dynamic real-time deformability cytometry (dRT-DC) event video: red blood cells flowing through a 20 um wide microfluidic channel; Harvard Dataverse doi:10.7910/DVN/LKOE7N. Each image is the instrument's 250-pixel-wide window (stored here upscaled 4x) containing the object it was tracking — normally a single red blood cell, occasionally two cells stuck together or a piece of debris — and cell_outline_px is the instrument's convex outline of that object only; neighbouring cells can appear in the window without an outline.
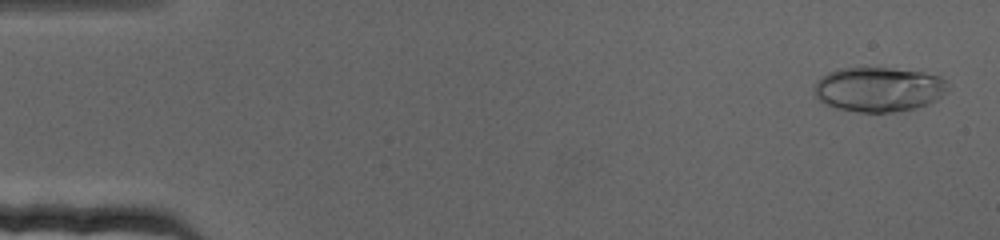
{"species": "human", "species_latin": "Homo sapiens", "temperature_condition": "cold", "stored_images_in_passage": 71, "camera_frame_rate_fps": 3000, "um_per_image_px": 0.085, "donor": {"sex": "female"}, "frame": {"image": 1, "passage_image": 3, "time_ms": 0.667, "image_size_px": [1000, 240], "cell_outline_px": [[948, 80], [944, 92], [936, 100], [928, 104], [916, 108], [892, 112], [860, 112], [836, 108], [824, 104], [816, 96], [812, 88], [820, 76], [836, 68], [892, 68], [920, 72], [940, 76]], "centroid_in_image_um": [74.64, 7.59], "position_along_channel_um": 10.4, "area_um2": 34.85}}
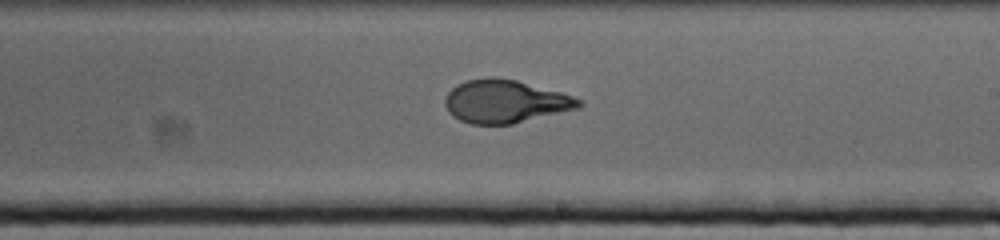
{"frame": {"image": 2, "passage_image": 42, "time_ms": 13.667, "image_size_px": [1000, 240], "cell_outline_px": [[584, 104], [580, 108], [512, 124], [472, 124], [460, 120], [452, 116], [448, 112], [444, 104], [444, 100], [448, 92], [456, 84], [468, 80], [484, 76], [496, 76], [516, 80], [560, 92], [584, 100]], "centroid_in_image_um": [42.94, 8.61], "position_along_channel_um": 246.1, "area_um2": 33.87}}
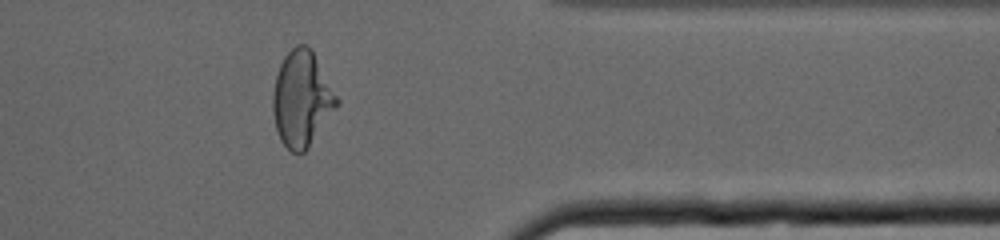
{"frame": {"image": 3, "passage_image": 58, "time_ms": 19.0, "image_size_px": [1000, 240], "cell_outline_px": [[340, 104], [308, 148], [304, 152], [292, 152], [280, 140], [276, 128], [272, 108], [272, 96], [276, 76], [280, 64], [284, 56], [296, 44], [308, 44], [312, 48], [340, 100]], "centroid_in_image_um": [25.67, 8.37], "position_along_channel_um": 385.7, "area_um2": 35.89}}